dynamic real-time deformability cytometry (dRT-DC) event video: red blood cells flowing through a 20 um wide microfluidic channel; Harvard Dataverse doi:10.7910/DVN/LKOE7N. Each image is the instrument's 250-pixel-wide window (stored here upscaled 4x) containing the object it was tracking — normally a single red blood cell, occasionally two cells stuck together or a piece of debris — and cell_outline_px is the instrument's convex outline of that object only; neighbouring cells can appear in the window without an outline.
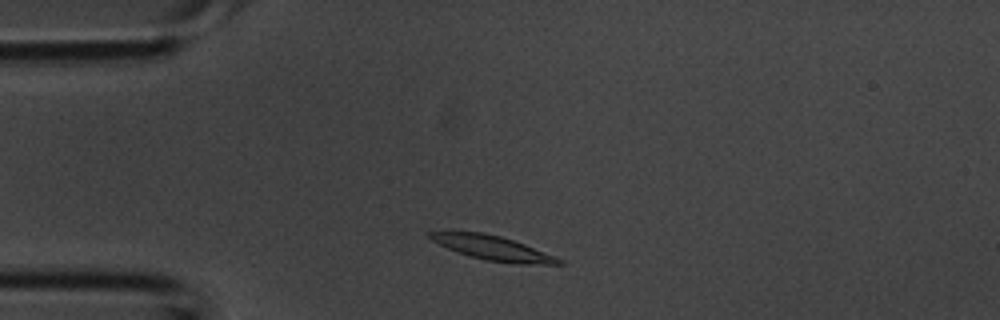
{"species": "common noctule bat (a hibernating species)", "species_latin": "Nyctalus noctula", "temperature_condition": "room temperature", "stored_images_in_passage": 1, "camera_frame_rate_fps": 3000, "um_per_image_px": 0.085, "animal": {"sex": "male", "body_mass_g": 20.1, "forearm_length_mm": 53.5}, "frame": {"image": 1, "passage_image": 1, "time_ms": 0.0, "image_size_px": [1000, 320], "cell_outline_px": [[564, 264], [512, 264], [484, 260], [468, 256], [448, 248], [432, 240], [428, 236], [428, 232], [484, 232], [500, 236], [524, 244], [556, 256], [564, 260]], "centroid_in_image_um": [41.94, 21.1], "position_along_channel_um": 43.1, "area_um2": 18.26}}